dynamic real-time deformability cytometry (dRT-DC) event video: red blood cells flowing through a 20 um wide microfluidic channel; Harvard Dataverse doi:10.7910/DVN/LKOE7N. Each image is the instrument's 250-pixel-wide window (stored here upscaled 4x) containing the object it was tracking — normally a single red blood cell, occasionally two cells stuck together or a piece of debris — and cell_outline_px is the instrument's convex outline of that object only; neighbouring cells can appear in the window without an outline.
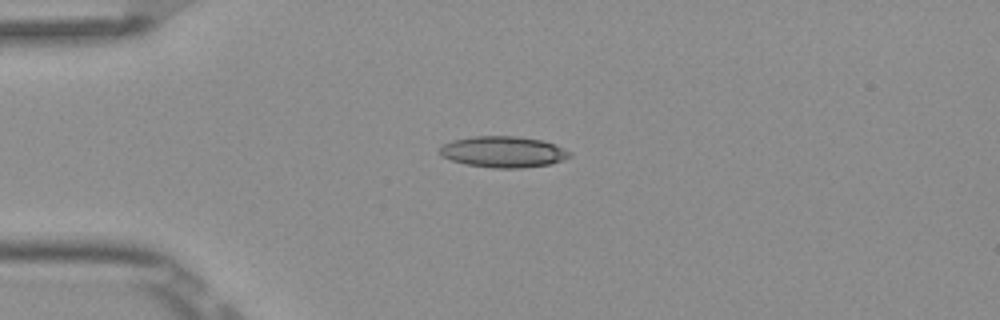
{"species": "Egyptian fruit bat (a non-hibernating species)", "species_latin": "Rousettus aegyptiacus", "temperature_condition": "room temperature", "stored_images_in_passage": 5, "camera_frame_rate_fps": 3000, "um_per_image_px": 0.085, "frame": {"image": 1, "passage_image": 4, "time_ms": 1.0, "image_size_px": [1000, 320], "cell_outline_px": [[572, 156], [564, 160], [548, 164], [520, 168], [492, 168], [464, 164], [440, 156], [440, 148], [444, 144], [452, 140], [472, 136], [516, 136], [540, 140], [564, 148], [572, 152]], "centroid_in_image_um": [42.77, 12.91], "position_along_channel_um": 42.2, "area_um2": 23.58}}